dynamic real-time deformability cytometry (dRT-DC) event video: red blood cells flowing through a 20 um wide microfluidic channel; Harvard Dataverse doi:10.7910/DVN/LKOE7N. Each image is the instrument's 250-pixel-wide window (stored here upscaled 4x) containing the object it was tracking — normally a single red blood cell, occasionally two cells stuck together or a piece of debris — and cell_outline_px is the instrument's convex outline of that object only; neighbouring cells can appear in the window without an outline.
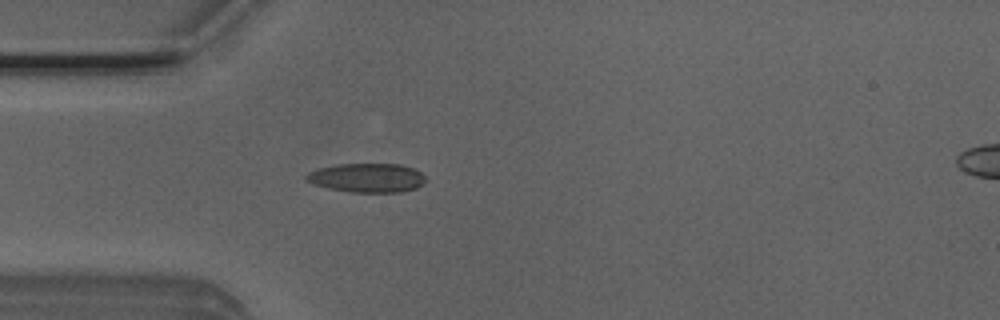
{"species": "Egyptian fruit bat (a non-hibernating species)", "species_latin": "Rousettus aegyptiacus", "temperature_condition": "room temperature", "stored_images_in_passage": 4, "camera_frame_rate_fps": 3000, "um_per_image_px": 0.085, "animal": {"sex": "male"}, "frame": {"image": 1, "passage_image": 4, "time_ms": 1.0, "image_size_px": [1000, 320], "cell_outline_px": [[424, 184], [416, 188], [400, 192], [348, 192], [328, 188], [312, 184], [304, 180], [304, 176], [308, 172], [320, 168], [336, 164], [400, 164], [412, 168], [420, 172], [424, 176]], "centroid_in_image_um": [31.15, 15.12], "position_along_channel_um": 53.8, "area_um2": 20.29}}